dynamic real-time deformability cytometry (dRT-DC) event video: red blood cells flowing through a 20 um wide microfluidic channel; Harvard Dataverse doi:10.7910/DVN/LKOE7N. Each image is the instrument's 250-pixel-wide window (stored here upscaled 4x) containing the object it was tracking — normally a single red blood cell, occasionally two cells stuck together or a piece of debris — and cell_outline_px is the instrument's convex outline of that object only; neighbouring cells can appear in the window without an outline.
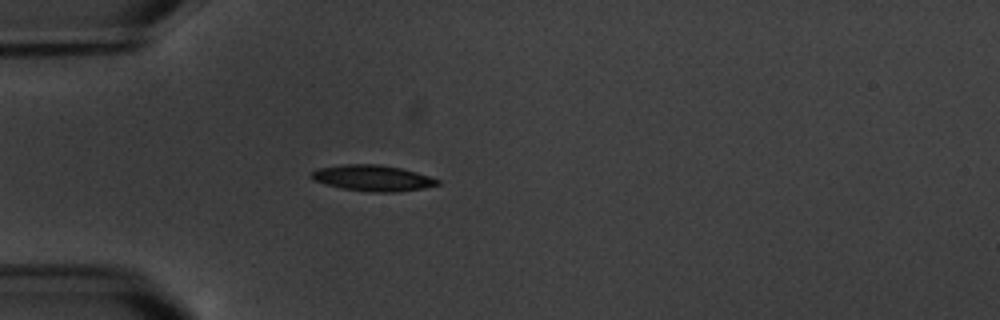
{"species": "common noctule bat (a hibernating species)", "species_latin": "Nyctalus noctula", "temperature_condition": "warm", "stored_images_in_passage": 2, "camera_frame_rate_fps": 3000, "um_per_image_px": 0.085, "animal": {"sex": "male", "body_mass_g": 20.1, "forearm_length_mm": 53.5}, "frame": {"image": 1, "passage_image": 1, "time_ms": 0.0, "image_size_px": [1000, 320], "cell_outline_px": [[440, 184], [424, 188], [396, 192], [372, 192], [344, 188], [312, 180], [308, 176], [312, 172], [320, 168], [344, 164], [380, 164], [400, 168], [416, 172], [440, 180]], "centroid_in_image_um": [31.69, 15.13], "position_along_channel_um": 53.3, "area_um2": 18.9}}